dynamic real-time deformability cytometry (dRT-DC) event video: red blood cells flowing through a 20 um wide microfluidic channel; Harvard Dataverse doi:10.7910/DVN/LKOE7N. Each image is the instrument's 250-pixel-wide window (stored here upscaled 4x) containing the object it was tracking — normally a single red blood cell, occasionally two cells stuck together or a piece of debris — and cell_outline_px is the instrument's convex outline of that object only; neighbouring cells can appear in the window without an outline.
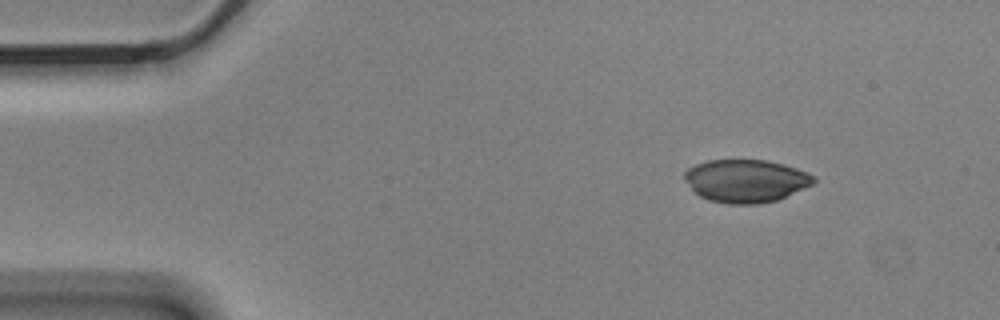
{"species": "Egyptian fruit bat (a non-hibernating species)", "species_latin": "Rousettus aegyptiacus", "temperature_condition": "cold", "stored_images_in_passage": 8, "camera_frame_rate_fps": 3000, "um_per_image_px": 0.085, "animal": {"sex": "male"}, "frame": {"image": 1, "passage_image": 1, "time_ms": 0.0, "image_size_px": [1000, 320], "cell_outline_px": [[816, 180], [812, 184], [804, 188], [776, 200], [756, 204], [728, 204], [708, 200], [700, 196], [684, 180], [684, 172], [688, 168], [696, 164], [708, 160], [768, 160], [784, 164], [808, 172], [816, 176]], "centroid_in_image_um": [63.4, 15.36], "position_along_channel_um": 21.6, "area_um2": 32.25}}
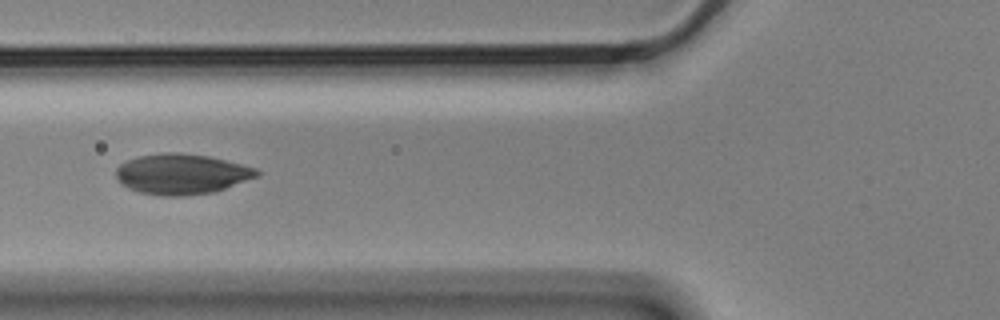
{"frame": {"image": 2, "passage_image": 5, "time_ms": 1.333, "image_size_px": [1000, 320], "cell_outline_px": [[260, 176], [216, 192], [184, 196], [164, 196], [140, 192], [128, 188], [120, 184], [116, 180], [116, 168], [120, 164], [128, 160], [140, 156], [164, 152], [180, 152], [208, 156], [256, 168], [260, 172]], "centroid_in_image_um": [15.44, 14.8], "position_along_channel_um": 110.4, "area_um2": 33.41}}
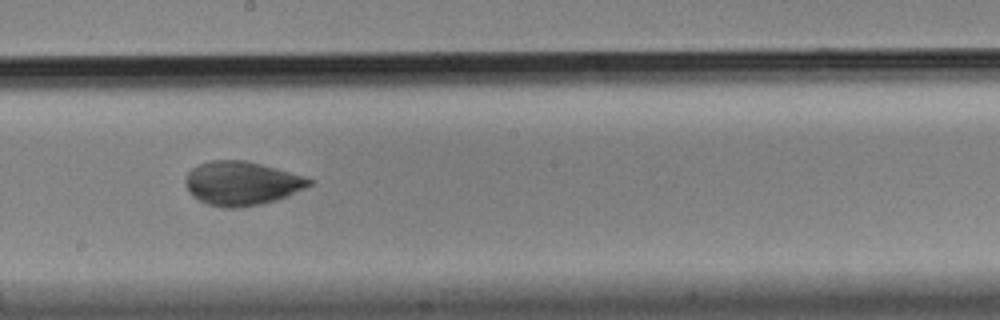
{"frame": {"image": 3, "passage_image": 8, "time_ms": 2.333, "image_size_px": [1000, 320], "cell_outline_px": [[316, 180], [312, 184], [288, 196], [276, 200], [260, 204], [240, 208], [220, 208], [208, 204], [192, 196], [184, 184], [184, 180], [188, 172], [192, 168], [200, 164], [212, 160], [244, 160], [276, 168], [304, 176]], "centroid_in_image_um": [20.54, 15.59], "position_along_channel_um": 227.7, "area_um2": 31.73}}